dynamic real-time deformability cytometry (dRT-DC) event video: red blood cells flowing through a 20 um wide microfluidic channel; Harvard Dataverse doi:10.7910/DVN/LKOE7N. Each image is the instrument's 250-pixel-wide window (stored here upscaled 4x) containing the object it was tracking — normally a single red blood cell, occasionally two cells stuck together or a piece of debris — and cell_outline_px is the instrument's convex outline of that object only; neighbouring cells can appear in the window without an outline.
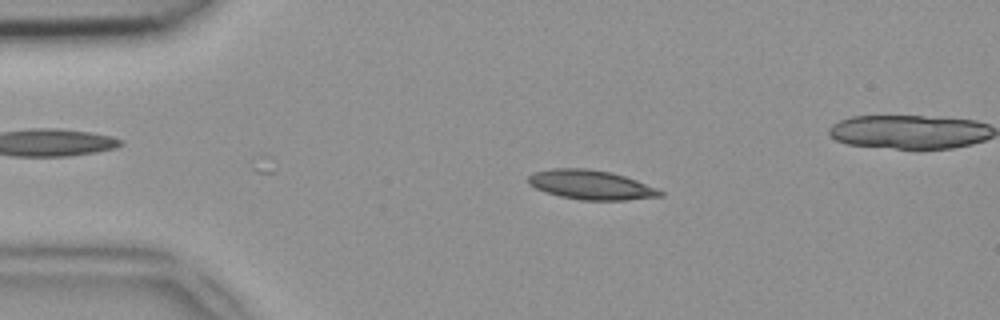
{"species": "common noctule bat (a hibernating species)", "species_latin": "Nyctalus noctula", "temperature_condition": "room temperature", "stored_images_in_passage": 37, "camera_frame_rate_fps": 3000, "um_per_image_px": 0.085, "animal": {"sex": "female", "body_mass_g": 18.4}, "frame": {"image": 1, "passage_image": 2, "time_ms": 0.333, "image_size_px": [1000, 320], "cell_outline_px": [[664, 196], [624, 200], [580, 200], [560, 196], [544, 192], [528, 184], [528, 176], [532, 172], [552, 168], [588, 168], [612, 172], [636, 180], [656, 188], [664, 192]], "centroid_in_image_um": [50.2, 15.7], "position_along_channel_um": 34.8, "area_um2": 22.72}}
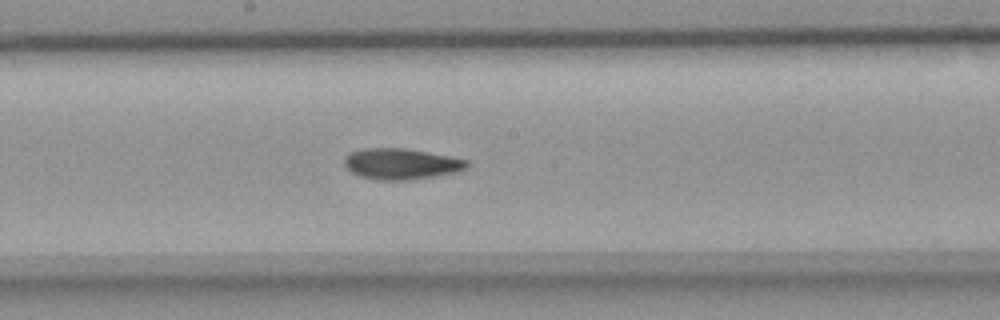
{"frame": {"image": 2, "passage_image": 18, "time_ms": 5.667, "image_size_px": [1000, 320], "cell_outline_px": [[468, 164], [464, 168], [452, 172], [408, 180], [380, 180], [360, 176], [352, 172], [344, 164], [344, 156], [352, 152], [364, 148], [404, 148], [448, 156], [468, 160]], "centroid_in_image_um": [34.03, 13.92], "position_along_channel_um": 214.2, "area_um2": 21.56}}
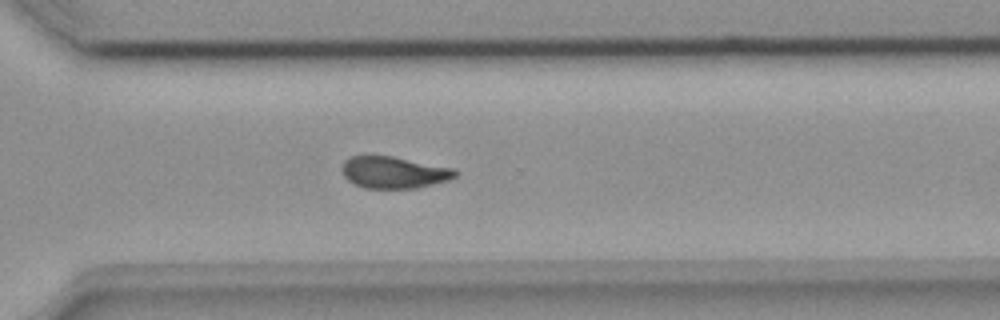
{"frame": {"image": 3, "passage_image": 27, "time_ms": 8.667, "image_size_px": [1000, 320], "cell_outline_px": [[460, 172], [456, 176], [448, 180], [416, 188], [364, 188], [348, 180], [344, 176], [340, 168], [344, 160], [348, 156], [392, 156], [456, 168]], "centroid_in_image_um": [33.49, 14.64], "position_along_channel_um": 337.1, "area_um2": 21.15}}